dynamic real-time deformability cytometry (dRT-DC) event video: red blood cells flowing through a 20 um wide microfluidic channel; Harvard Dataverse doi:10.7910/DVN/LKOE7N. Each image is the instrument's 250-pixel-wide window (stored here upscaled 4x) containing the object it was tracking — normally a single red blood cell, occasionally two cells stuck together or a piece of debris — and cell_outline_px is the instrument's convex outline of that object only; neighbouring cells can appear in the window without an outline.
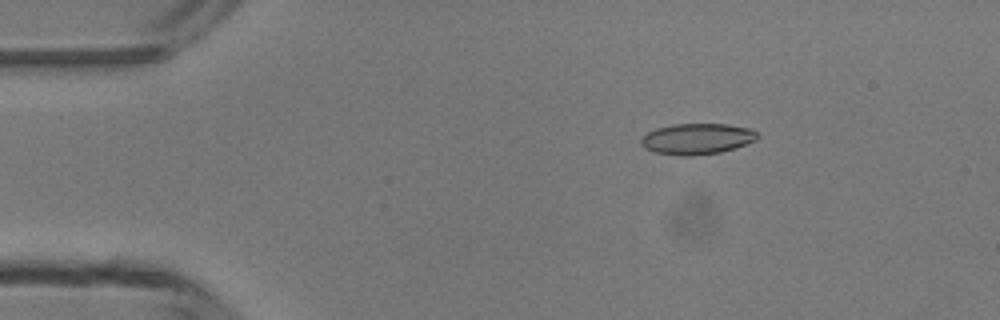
{"species": "common noctule bat (a hibernating species)", "species_latin": "Nyctalus noctula", "temperature_condition": "room temperature", "stored_images_in_passage": 4, "camera_frame_rate_fps": 3000, "um_per_image_px": 0.085, "animal": {"sex": "male", "body_mass_g": 13.3}, "frame": {"image": 1, "passage_image": 1, "time_ms": 0.0, "image_size_px": [1000, 320], "cell_outline_px": [[760, 136], [756, 140], [736, 148], [720, 152], [688, 156], [680, 156], [656, 152], [644, 148], [640, 144], [640, 140], [648, 132], [656, 128], [672, 124], [728, 124], [752, 128]], "centroid_in_image_um": [59.27, 11.79], "position_along_channel_um": 25.7, "area_um2": 21.1}}
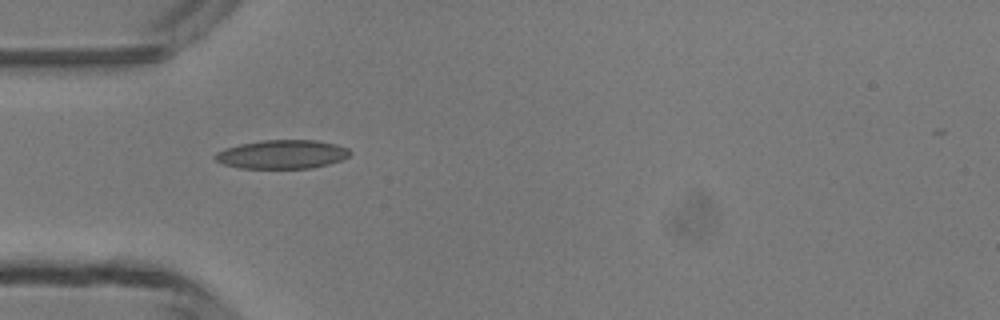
{"frame": {"image": 2, "passage_image": 3, "time_ms": 2.333, "image_size_px": [1000, 320], "cell_outline_px": [[352, 152], [348, 156], [340, 160], [328, 164], [312, 168], [240, 168], [224, 164], [216, 160], [212, 156], [216, 152], [224, 148], [240, 144], [260, 140], [316, 140], [336, 144], [348, 148]], "centroid_in_image_um": [23.96, 13.11], "position_along_channel_um": 61.0, "area_um2": 22.66}}